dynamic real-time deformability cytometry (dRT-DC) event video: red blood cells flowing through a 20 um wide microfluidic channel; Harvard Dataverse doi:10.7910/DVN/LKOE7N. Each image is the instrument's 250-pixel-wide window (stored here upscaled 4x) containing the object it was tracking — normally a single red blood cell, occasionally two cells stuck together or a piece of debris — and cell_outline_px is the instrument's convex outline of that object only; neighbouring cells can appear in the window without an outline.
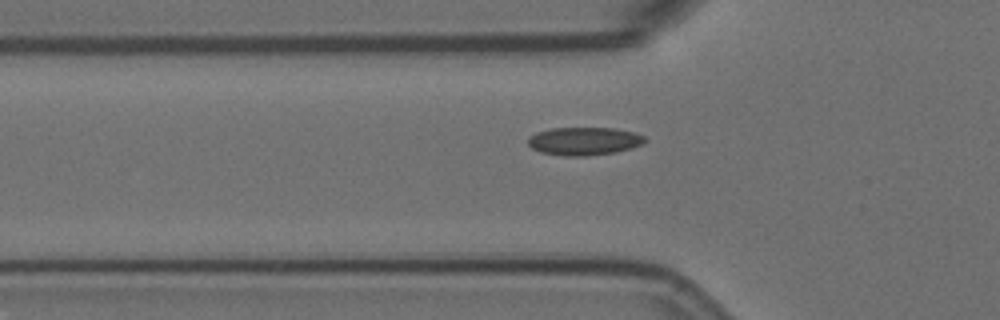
{"species": "Egyptian fruit bat (a non-hibernating species)", "species_latin": "Rousettus aegyptiacus", "temperature_condition": "room temperature", "stored_images_in_passage": 36, "camera_frame_rate_fps": 3000, "um_per_image_px": 0.085, "animal": {"sex": "female"}, "frame": {"image": 1, "passage_image": 4, "time_ms": 1.0, "image_size_px": [1000, 320], "cell_outline_px": [[644, 144], [632, 148], [616, 152], [584, 156], [564, 156], [540, 152], [532, 148], [528, 144], [528, 136], [536, 132], [552, 128], [612, 128], [632, 132], [644, 136]], "centroid_in_image_um": [49.61, 12.0], "position_along_channel_um": 76.2, "area_um2": 19.07}}
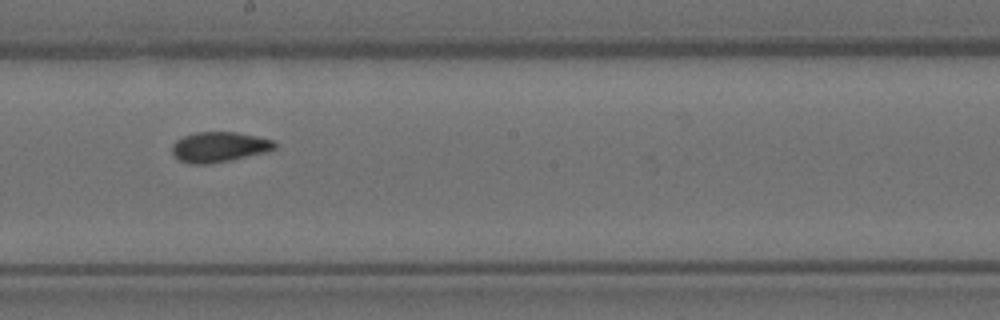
{"frame": {"image": 2, "passage_image": 17, "time_ms": 5.333, "image_size_px": [1000, 320], "cell_outline_px": [[276, 148], [264, 152], [232, 160], [208, 164], [192, 164], [180, 160], [172, 152], [172, 144], [176, 140], [184, 136], [196, 132], [236, 132], [256, 136], [272, 140], [276, 144]], "centroid_in_image_um": [18.61, 12.49], "position_along_channel_um": 229.6, "area_um2": 17.92}}
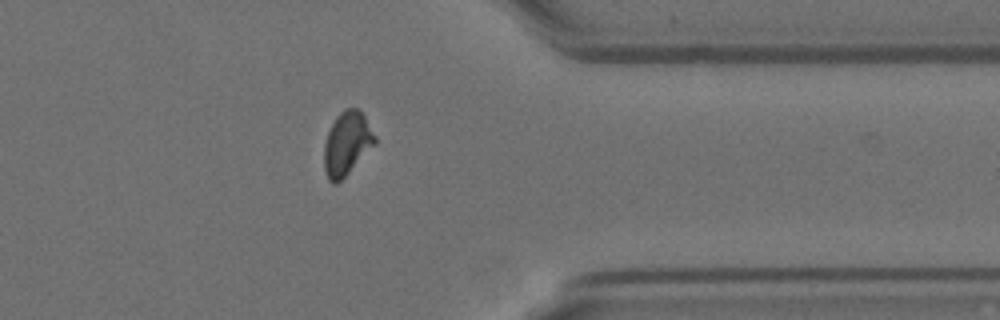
{"frame": {"image": 3, "passage_image": 31, "time_ms": 10.0, "image_size_px": [1000, 320], "cell_outline_px": [[376, 144], [336, 184], [332, 184], [328, 180], [324, 168], [324, 144], [328, 132], [336, 116], [344, 108], [356, 108], [364, 116], [376, 136]], "centroid_in_image_um": [29.48, 12.2], "position_along_channel_um": 381.9, "area_um2": 18.61}, "authors_computed_cell_mechanics": {"area_um2": 18.2648, "velocity_mm_per_s": 3.5111, "shape_relaxation_time_tau1_ms": null, "shape_relaxation_time_tau2_ms": 1.9474, "deformation_change_tau1": null, "deformation_change_tau2": 0.0559}}